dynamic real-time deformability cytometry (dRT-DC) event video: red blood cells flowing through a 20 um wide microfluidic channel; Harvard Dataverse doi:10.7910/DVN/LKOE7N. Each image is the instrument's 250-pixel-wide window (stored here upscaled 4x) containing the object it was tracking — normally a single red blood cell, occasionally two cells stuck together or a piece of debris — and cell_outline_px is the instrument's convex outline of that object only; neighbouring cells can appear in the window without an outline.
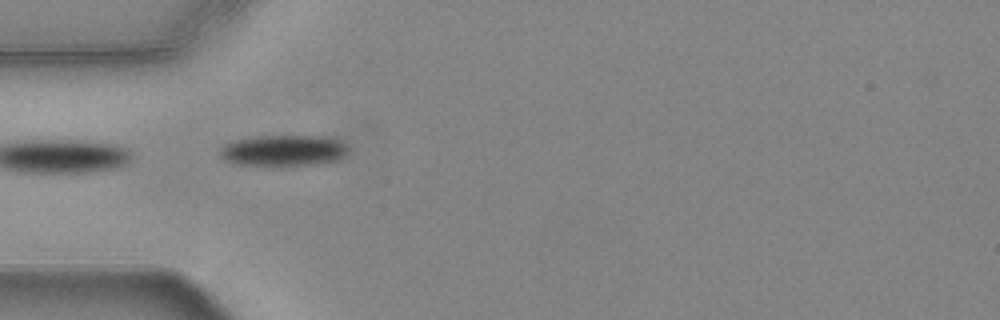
{"species": "common noctule bat (a hibernating species)", "species_latin": "Nyctalus noctula", "temperature_condition": "warm", "stored_images_in_passage": 9, "camera_frame_rate_fps": 3000, "um_per_image_px": 0.085, "animal": {"sex": "female", "body_mass_g": 24.6, "forearm_length_mm": 56.2}, "frame": {"image": 1, "passage_image": 1, "time_ms": 0.0, "image_size_px": [1000, 320], "cell_outline_px": [[348, 152], [344, 156], [336, 160], [308, 164], [232, 164], [224, 160], [220, 156], [220, 148], [224, 144], [236, 140], [256, 136], [324, 136], [340, 140], [348, 148]], "centroid_in_image_um": [24.07, 12.77], "position_along_channel_um": 60.9, "area_um2": 22.77}}